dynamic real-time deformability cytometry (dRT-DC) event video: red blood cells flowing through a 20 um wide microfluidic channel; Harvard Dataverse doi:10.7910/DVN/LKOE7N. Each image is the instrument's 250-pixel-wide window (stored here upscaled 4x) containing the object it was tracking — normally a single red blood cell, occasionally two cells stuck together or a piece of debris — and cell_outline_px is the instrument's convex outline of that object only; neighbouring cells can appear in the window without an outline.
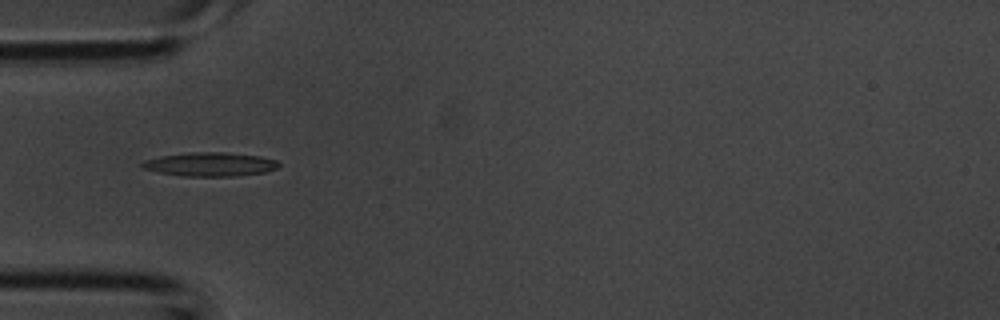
{"species": "common noctule bat (a hibernating species)", "species_latin": "Nyctalus noctula", "temperature_condition": "room temperature", "stored_images_in_passage": 4, "camera_frame_rate_fps": 3000, "um_per_image_px": 0.085, "animal": {"sex": "male", "body_mass_g": 20.1, "forearm_length_mm": 53.5}, "frame": {"image": 1, "passage_image": 4, "time_ms": 1.0, "image_size_px": [1000, 320], "cell_outline_px": [[280, 164], [276, 168], [268, 172], [236, 176], [184, 176], [160, 172], [140, 168], [140, 164], [144, 160], [160, 156], [192, 152], [224, 152], [260, 156], [276, 160]], "centroid_in_image_um": [17.86, 13.96], "position_along_channel_um": 67.1, "area_um2": 19.02}}